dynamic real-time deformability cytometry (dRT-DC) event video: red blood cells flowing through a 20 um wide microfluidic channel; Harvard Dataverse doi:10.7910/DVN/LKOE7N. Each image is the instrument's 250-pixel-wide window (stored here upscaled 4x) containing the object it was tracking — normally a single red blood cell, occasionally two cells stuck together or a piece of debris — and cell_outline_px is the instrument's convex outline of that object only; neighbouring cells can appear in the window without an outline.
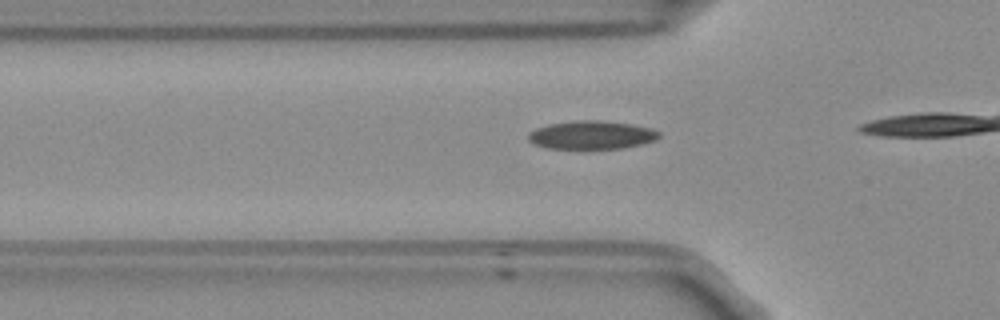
{"species": "Egyptian fruit bat (a non-hibernating species)", "species_latin": "Rousettus aegyptiacus", "temperature_condition": "room temperature", "stored_images_in_passage": 16, "camera_frame_rate_fps": 3000, "um_per_image_px": 0.085, "frame": {"image": 1, "passage_image": 11, "time_ms": 3.333, "image_size_px": [1000, 320], "cell_outline_px": [[660, 136], [656, 140], [624, 148], [548, 148], [536, 144], [528, 140], [528, 132], [536, 128], [548, 124], [576, 120], [600, 120], [632, 124], [652, 128], [660, 132]], "centroid_in_image_um": [50.3, 11.46], "position_along_channel_um": 75.5, "area_um2": 21.56}}